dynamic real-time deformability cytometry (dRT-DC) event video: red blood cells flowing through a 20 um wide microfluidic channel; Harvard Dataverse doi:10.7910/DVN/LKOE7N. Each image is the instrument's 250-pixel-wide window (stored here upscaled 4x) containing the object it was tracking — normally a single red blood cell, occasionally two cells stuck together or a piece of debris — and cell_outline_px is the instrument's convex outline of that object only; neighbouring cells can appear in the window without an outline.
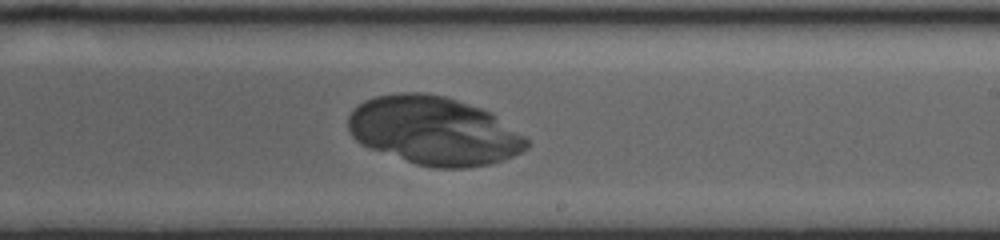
{"species": "human", "species_latin": "Homo sapiens", "temperature_condition": "warm", "stored_images_in_passage": 72, "camera_frame_rate_fps": 3000, "um_per_image_px": 0.085, "donor": {"sex": "male"}, "frame": {"image": 1, "passage_image": 44, "time_ms": 19.0, "image_size_px": [1000, 240], "cell_outline_px": [[528, 148], [504, 160], [492, 164], [464, 168], [432, 168], [416, 164], [360, 144], [348, 132], [348, 116], [352, 108], [364, 100], [376, 96], [400, 92], [424, 92], [444, 96], [492, 112], [524, 136], [528, 140]], "centroid_in_image_um": [36.87, 11.11], "position_along_channel_um": 252.1, "area_um2": 71.33}}
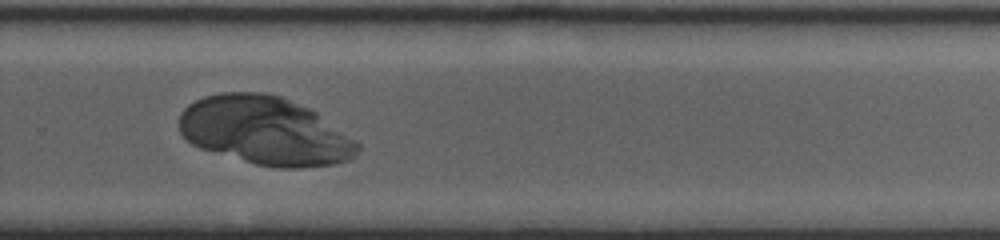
{"frame": {"image": 2, "passage_image": 53, "time_ms": 21.333, "image_size_px": [1000, 240], "cell_outline_px": [[360, 152], [352, 160], [336, 164], [300, 168], [276, 168], [256, 164], [200, 148], [192, 144], [180, 132], [180, 112], [188, 104], [204, 96], [220, 92], [264, 92], [280, 96], [308, 108], [316, 112], [356, 140], [360, 144]], "centroid_in_image_um": [22.56, 11.13], "position_along_channel_um": 307.2, "area_um2": 71.27}}
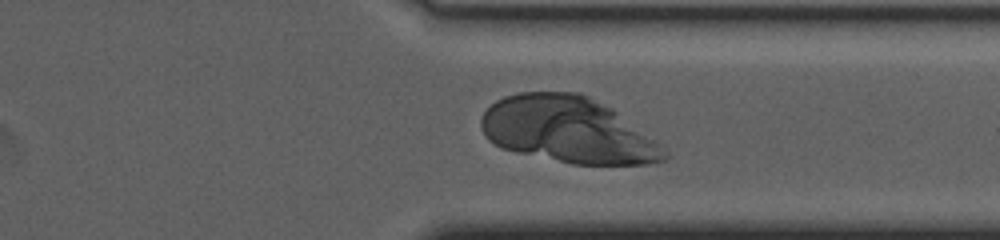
{"frame": {"image": 3, "passage_image": 62, "time_ms": 23.667, "image_size_px": [1000, 240], "cell_outline_px": [[668, 160], [648, 164], [572, 164], [500, 148], [488, 140], [484, 136], [480, 128], [480, 120], [484, 112], [496, 100], [504, 96], [520, 92], [580, 92], [612, 108], [656, 140], [668, 152]], "centroid_in_image_um": [48.27, 11.05], "position_along_channel_um": 363.1, "area_um2": 70.75}}